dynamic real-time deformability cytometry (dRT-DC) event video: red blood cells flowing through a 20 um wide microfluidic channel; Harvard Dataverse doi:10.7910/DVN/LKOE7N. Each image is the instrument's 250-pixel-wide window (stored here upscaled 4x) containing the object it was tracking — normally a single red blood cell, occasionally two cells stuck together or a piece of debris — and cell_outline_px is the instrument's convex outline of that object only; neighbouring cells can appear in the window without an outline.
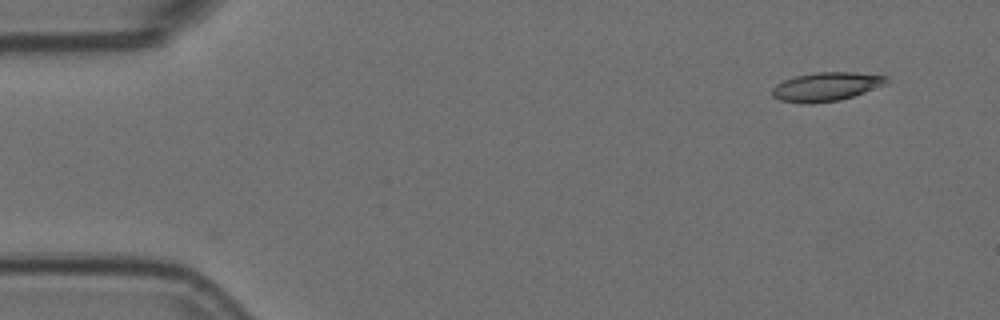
{"species": "Egyptian fruit bat (a non-hibernating species)", "species_latin": "Rousettus aegyptiacus", "temperature_condition": "room temperature", "stored_images_in_passage": 6, "camera_frame_rate_fps": 3000, "um_per_image_px": 0.085, "animal": {"sex": "female"}, "frame": {"image": 1, "passage_image": 2, "time_ms": 0.333, "image_size_px": [1000, 320], "cell_outline_px": [[888, 84], [840, 100], [780, 100], [772, 96], [772, 88], [776, 84], [784, 80], [796, 76], [816, 72], [852, 72], [888, 76]], "centroid_in_image_um": [70.3, 7.3], "position_along_channel_um": 14.7, "area_um2": 18.26}}
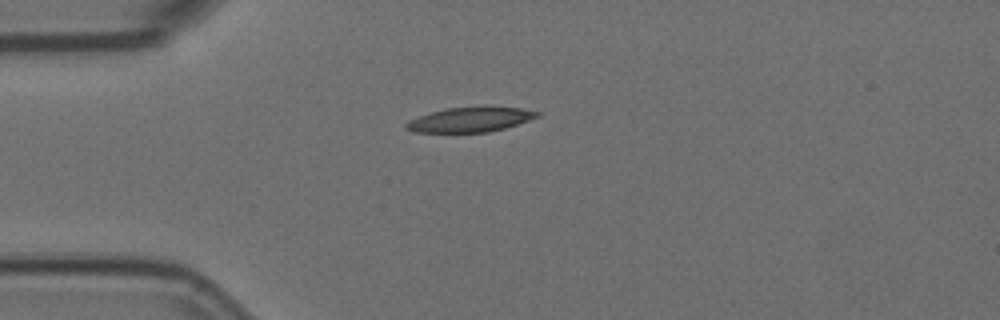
{"frame": {"image": 2, "passage_image": 5, "time_ms": 1.333, "image_size_px": [1000, 320], "cell_outline_px": [[540, 116], [504, 128], [488, 132], [416, 132], [404, 128], [404, 124], [408, 120], [432, 112], [448, 108], [520, 108], [540, 112]], "centroid_in_image_um": [39.92, 10.19], "position_along_channel_um": 45.1, "area_um2": 18.26}}
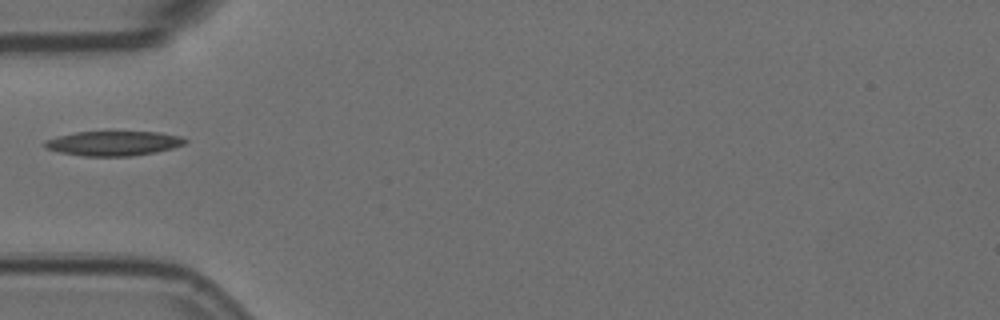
{"frame": {"image": 3, "passage_image": 6, "time_ms": 1.667, "image_size_px": [1000, 320], "cell_outline_px": [[188, 140], [184, 144], [172, 148], [156, 152], [132, 156], [84, 156], [60, 152], [44, 148], [44, 140], [76, 132], [160, 132], [180, 136]], "centroid_in_image_um": [9.65, 12.19], "position_along_channel_um": 75.3, "area_um2": 20.06}}